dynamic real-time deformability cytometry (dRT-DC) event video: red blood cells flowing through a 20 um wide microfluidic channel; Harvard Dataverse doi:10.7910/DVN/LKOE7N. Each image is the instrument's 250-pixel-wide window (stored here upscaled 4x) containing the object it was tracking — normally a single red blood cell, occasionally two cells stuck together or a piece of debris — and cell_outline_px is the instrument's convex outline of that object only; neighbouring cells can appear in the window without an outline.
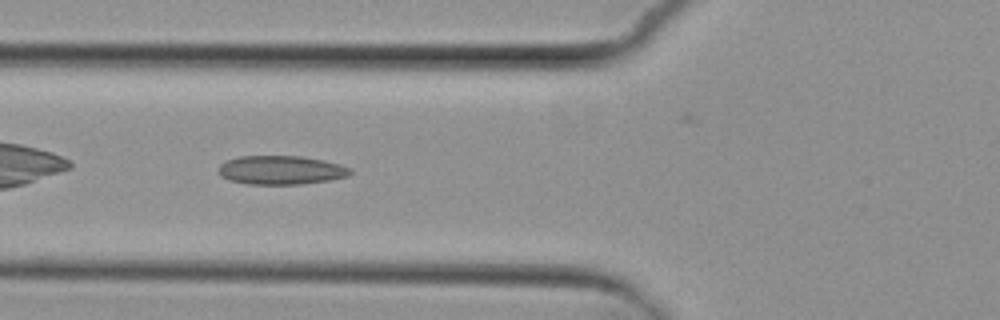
{"species": "common noctule bat (a hibernating species)", "species_latin": "Nyctalus noctula", "temperature_condition": "cold", "stored_images_in_passage": 9, "camera_frame_rate_fps": 3000, "um_per_image_px": 0.085, "animal": {"sex": "female", "body_mass_g": 29.2, "forearm_length_mm": 56.3}, "frame": {"image": 1, "passage_image": 6, "time_ms": 5.667, "image_size_px": [1000, 320], "cell_outline_px": [[352, 172], [348, 176], [332, 180], [300, 184], [248, 184], [228, 180], [220, 176], [216, 168], [220, 164], [228, 160], [240, 156], [304, 156], [324, 160], [340, 164], [352, 168]], "centroid_in_image_um": [23.89, 14.46], "position_along_channel_um": 101.9, "area_um2": 22.43}}
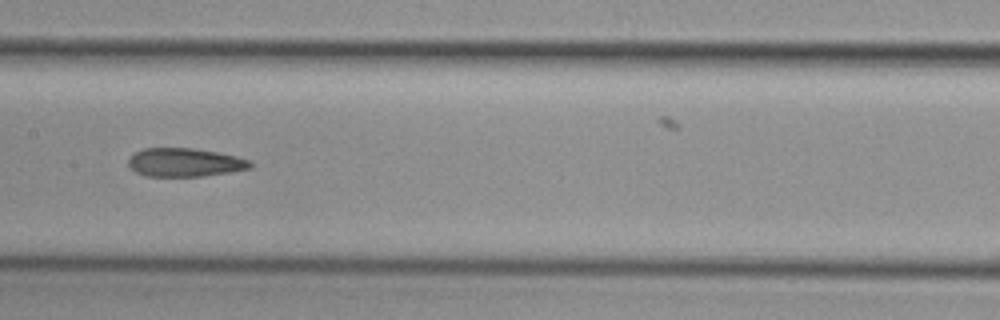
{"frame": {"image": 2, "passage_image": 8, "time_ms": 8.0, "image_size_px": [1000, 320], "cell_outline_px": [[252, 168], [232, 172], [200, 176], [144, 176], [136, 172], [128, 164], [128, 160], [136, 152], [144, 148], [192, 148], [216, 152], [236, 156], [248, 160], [252, 164]], "centroid_in_image_um": [15.72, 13.81], "position_along_channel_um": 191.7, "area_um2": 20.11}}
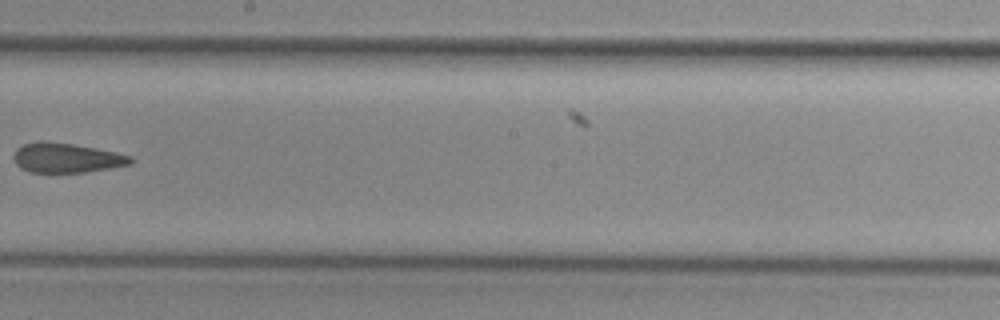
{"frame": {"image": 3, "passage_image": 9, "time_ms": 9.333, "image_size_px": [1000, 320], "cell_outline_px": [[132, 164], [84, 172], [28, 172], [20, 168], [16, 164], [12, 156], [16, 148], [24, 144], [40, 140], [44, 140], [72, 144], [116, 152], [132, 156]], "centroid_in_image_um": [5.6, 13.41], "position_along_channel_um": 242.6, "area_um2": 20.23}}